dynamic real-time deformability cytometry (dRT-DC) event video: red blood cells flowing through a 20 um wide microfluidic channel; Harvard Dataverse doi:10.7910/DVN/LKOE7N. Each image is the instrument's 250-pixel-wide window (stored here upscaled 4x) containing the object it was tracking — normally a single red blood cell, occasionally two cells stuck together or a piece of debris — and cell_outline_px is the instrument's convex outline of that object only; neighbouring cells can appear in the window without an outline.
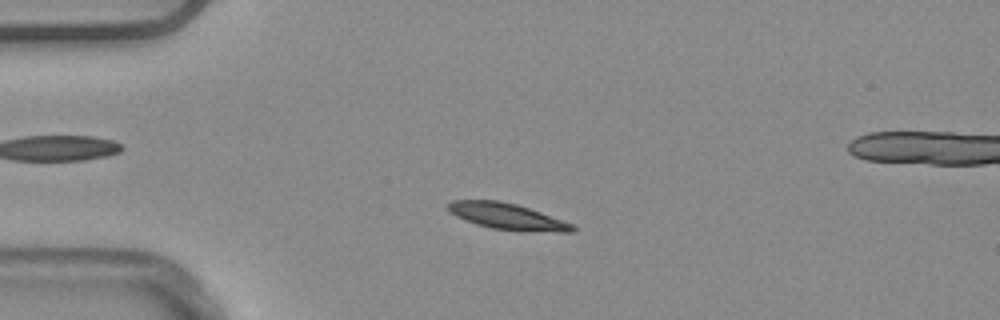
{"species": "common noctule bat (a hibernating species)", "species_latin": "Nyctalus noctula", "temperature_condition": "warm", "stored_images_in_passage": 53, "camera_frame_rate_fps": 3000, "um_per_image_px": 0.085, "animal": {"sex": "male", "body_mass_g": 20.4}, "frame": {"image": 1, "passage_image": 12, "time_ms": 3.667, "image_size_px": [1000, 320], "cell_outline_px": [[576, 232], [556, 232], [492, 228], [476, 224], [464, 220], [456, 216], [444, 204], [452, 200], [496, 200], [516, 204], [540, 212], [572, 224], [576, 228]], "centroid_in_image_um": [43.07, 18.38], "position_along_channel_um": 41.9, "area_um2": 18.61}}
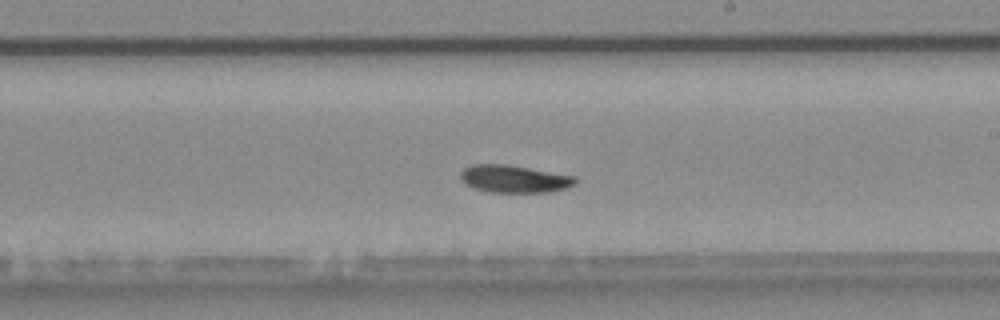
{"frame": {"image": 2, "passage_image": 30, "time_ms": 9.667, "image_size_px": [1000, 320], "cell_outline_px": [[576, 184], [568, 188], [552, 192], [488, 192], [472, 188], [464, 184], [460, 180], [460, 172], [464, 168], [472, 164], [504, 164], [576, 176]], "centroid_in_image_um": [43.68, 15.21], "position_along_channel_um": 245.3, "area_um2": 18.61}}
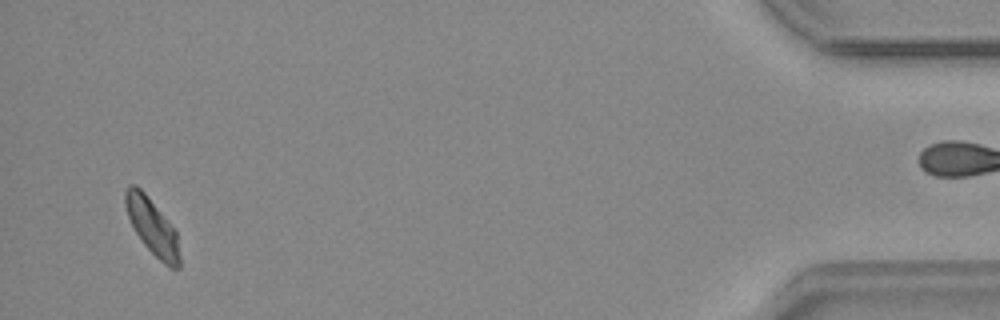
{"frame": {"image": 3, "passage_image": 50, "time_ms": 16.333, "image_size_px": [1000, 320], "cell_outline_px": [[180, 268], [168, 268], [144, 244], [136, 232], [128, 216], [124, 204], [124, 192], [128, 184], [136, 184], [144, 192], [176, 232], [180, 256]], "centroid_in_image_um": [12.92, 19.26], "position_along_channel_um": 422.3, "area_um2": 17.4}}